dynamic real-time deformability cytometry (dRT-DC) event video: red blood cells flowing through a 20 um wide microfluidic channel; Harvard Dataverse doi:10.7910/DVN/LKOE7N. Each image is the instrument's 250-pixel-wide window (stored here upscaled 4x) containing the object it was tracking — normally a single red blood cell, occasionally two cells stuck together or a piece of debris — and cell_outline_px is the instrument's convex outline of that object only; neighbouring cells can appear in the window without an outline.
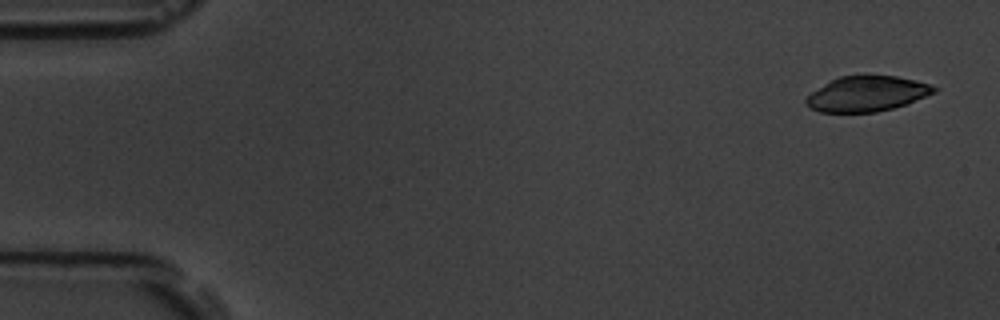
{"species": "common noctule bat (a hibernating species)", "species_latin": "Nyctalus noctula", "temperature_condition": "room temperature", "stored_images_in_passage": 5, "camera_frame_rate_fps": 3000, "um_per_image_px": 0.085, "animal": {"sex": "male", "body_mass_g": 19.5, "forearm_length_mm": 54.6}, "frame": {"image": 1, "passage_image": 1, "time_ms": 0.0, "image_size_px": [1000, 320], "cell_outline_px": [[940, 88], [936, 92], [904, 104], [892, 108], [876, 112], [820, 112], [804, 104], [804, 100], [812, 92], [824, 84], [840, 76], [896, 76], [916, 80]], "centroid_in_image_um": [73.68, 7.97], "position_along_channel_um": 11.3, "area_um2": 25.95}}
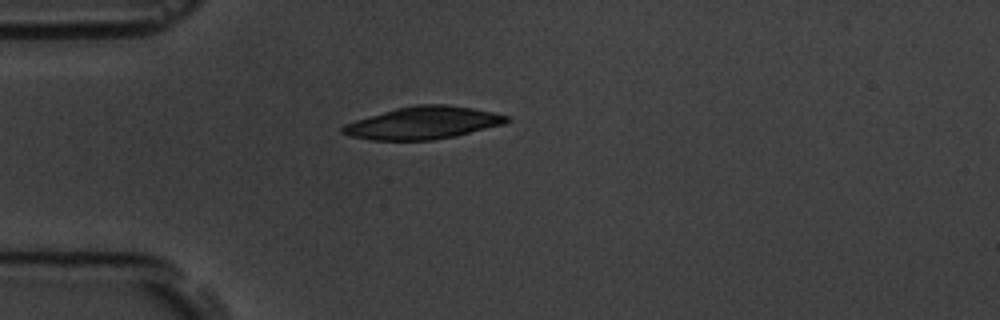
{"frame": {"image": 2, "passage_image": 4, "time_ms": 4.333, "image_size_px": [1000, 320], "cell_outline_px": [[512, 120], [504, 124], [456, 136], [432, 140], [372, 140], [352, 136], [340, 132], [340, 128], [344, 124], [356, 120], [396, 108], [416, 104], [444, 104], [472, 108], [492, 112], [508, 116]], "centroid_in_image_um": [35.98, 10.45], "position_along_channel_um": 49.0, "area_um2": 30.87}}